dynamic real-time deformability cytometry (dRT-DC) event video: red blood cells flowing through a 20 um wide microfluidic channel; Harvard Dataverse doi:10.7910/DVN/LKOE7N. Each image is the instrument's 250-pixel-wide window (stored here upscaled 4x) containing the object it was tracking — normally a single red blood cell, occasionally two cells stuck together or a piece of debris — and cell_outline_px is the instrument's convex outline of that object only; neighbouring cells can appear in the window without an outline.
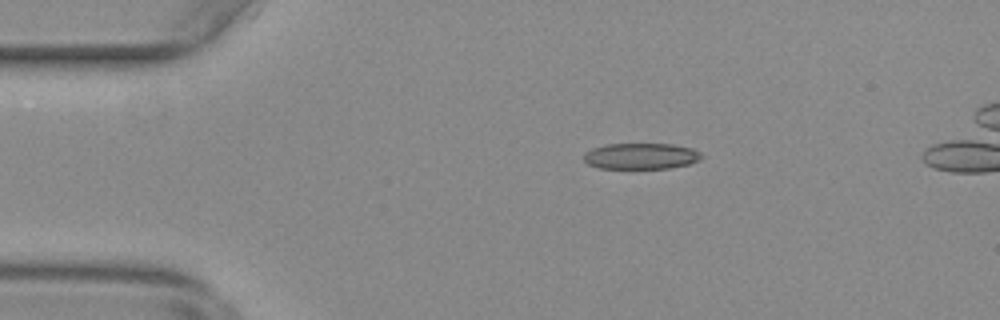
{"species": "common noctule bat (a hibernating species)", "species_latin": "Nyctalus noctula", "temperature_condition": "warm", "stored_images_in_passage": 46, "camera_frame_rate_fps": 3000, "um_per_image_px": 0.085, "animal": {"sex": "female", "body_mass_g": 29.2, "forearm_length_mm": 56.3}, "frame": {"image": 1, "passage_image": 4, "time_ms": 1.0, "image_size_px": [1000, 320], "cell_outline_px": [[704, 156], [700, 160], [688, 164], [668, 168], [600, 168], [588, 164], [584, 160], [584, 152], [592, 148], [604, 144], [672, 144], [692, 148], [700, 152]], "centroid_in_image_um": [54.48, 13.26], "position_along_channel_um": 30.5, "area_um2": 17.92}}
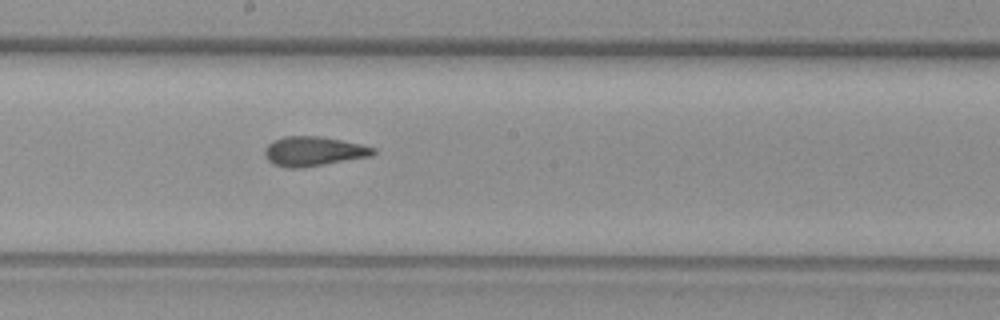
{"frame": {"image": 2, "passage_image": 23, "time_ms": 7.333, "image_size_px": [1000, 320], "cell_outline_px": [[376, 152], [372, 156], [300, 168], [288, 168], [272, 164], [268, 160], [264, 152], [264, 148], [272, 140], [284, 136], [320, 136], [360, 144], [376, 148]], "centroid_in_image_um": [26.62, 12.86], "position_along_channel_um": 221.6, "area_um2": 18.67}}
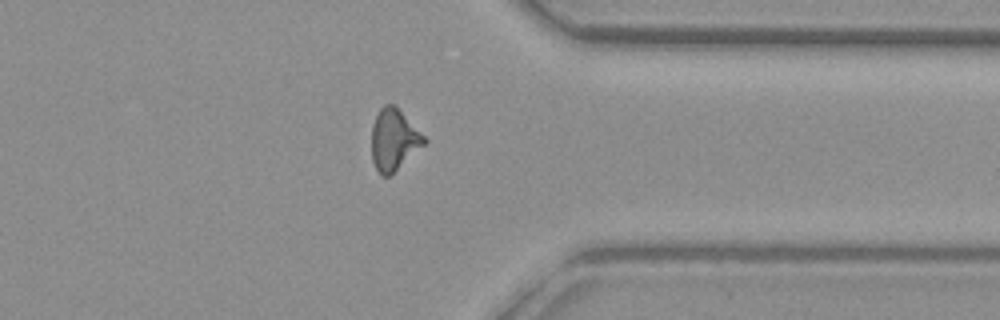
{"frame": {"image": 3, "passage_image": 36, "time_ms": 11.667, "image_size_px": [1000, 320], "cell_outline_px": [[428, 140], [392, 176], [380, 176], [372, 160], [372, 124], [380, 108], [384, 104], [392, 104]], "centroid_in_image_um": [33.45, 11.94], "position_along_channel_um": 377.9, "area_um2": 18.55}}